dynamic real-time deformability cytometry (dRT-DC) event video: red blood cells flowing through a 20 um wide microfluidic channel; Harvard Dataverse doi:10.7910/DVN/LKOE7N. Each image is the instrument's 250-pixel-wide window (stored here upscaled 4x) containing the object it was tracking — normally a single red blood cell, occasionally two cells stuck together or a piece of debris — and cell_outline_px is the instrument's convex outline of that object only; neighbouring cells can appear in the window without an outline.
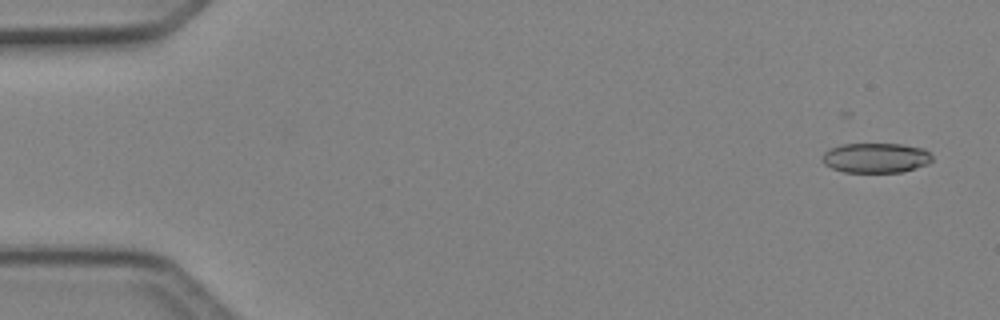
{"species": "Egyptian fruit bat (a non-hibernating species)", "species_latin": "Rousettus aegyptiacus", "temperature_condition": "cold", "stored_images_in_passage": 49, "camera_frame_rate_fps": 3000, "um_per_image_px": 0.085, "animal": {"sex": "female"}, "frame": {"image": 1, "passage_image": 3, "time_ms": 0.667, "image_size_px": [1000, 320], "cell_outline_px": [[932, 160], [928, 164], [916, 168], [900, 172], [844, 172], [832, 168], [824, 164], [824, 152], [832, 148], [844, 144], [900, 144], [924, 148], [932, 156]], "centroid_in_image_um": [74.48, 13.42], "position_along_channel_um": 10.5, "area_um2": 18.96}}
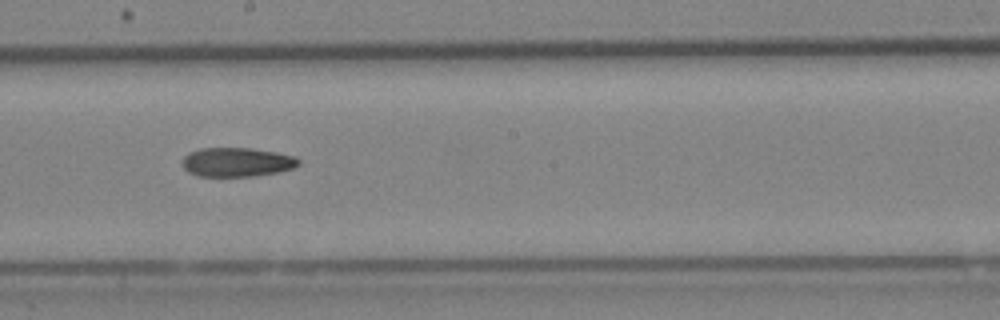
{"frame": {"image": 2, "passage_image": 28, "time_ms": 9.0, "image_size_px": [1000, 320], "cell_outline_px": [[300, 164], [296, 168], [280, 172], [256, 176], [200, 176], [188, 172], [184, 168], [184, 156], [188, 152], [200, 148], [252, 148], [276, 152], [296, 156], [300, 160]], "centroid_in_image_um": [20.2, 13.78], "position_along_channel_um": 228.0, "area_um2": 19.94}}
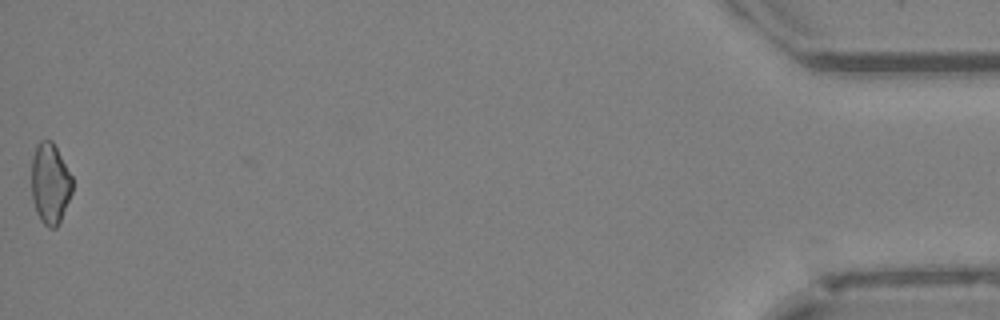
{"frame": {"image": 3, "passage_image": 49, "time_ms": 16.0, "image_size_px": [1000, 320], "cell_outline_px": [[72, 192], [60, 220], [56, 228], [48, 228], [40, 220], [36, 212], [32, 200], [32, 156], [36, 144], [40, 140], [52, 140], [72, 176]], "centroid_in_image_um": [4.24, 15.59], "position_along_channel_um": 431.0, "area_um2": 19.25}}